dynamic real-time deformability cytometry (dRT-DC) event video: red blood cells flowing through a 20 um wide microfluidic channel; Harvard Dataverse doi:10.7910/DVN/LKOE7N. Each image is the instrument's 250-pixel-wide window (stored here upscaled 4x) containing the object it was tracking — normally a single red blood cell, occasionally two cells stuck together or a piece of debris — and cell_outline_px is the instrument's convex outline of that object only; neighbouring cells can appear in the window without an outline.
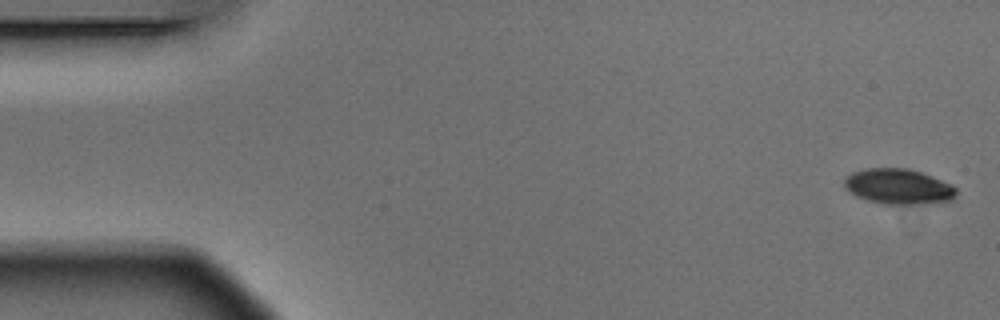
{"species": "Egyptian fruit bat (a non-hibernating species)", "species_latin": "Rousettus aegyptiacus", "temperature_condition": "warm", "stored_images_in_passage": 4, "camera_frame_rate_fps": 3000, "um_per_image_px": 0.085, "animal": {"sex": "male"}, "frame": {"image": 1, "passage_image": 1, "time_ms": 0.0, "image_size_px": [1000, 320], "cell_outline_px": [[956, 196], [952, 200], [928, 204], [884, 204], [868, 200], [856, 196], [844, 184], [844, 180], [852, 172], [868, 168], [908, 168], [920, 172], [952, 184], [956, 188]], "centroid_in_image_um": [76.41, 15.86], "position_along_channel_um": 8.6, "area_um2": 22.95}}
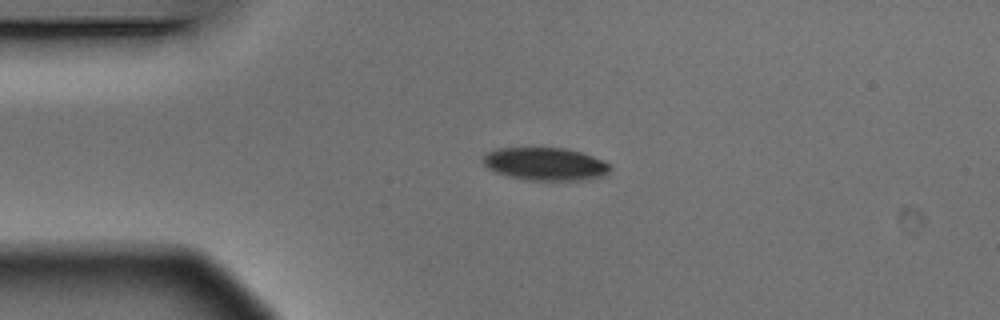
{"frame": {"image": 2, "passage_image": 4, "time_ms": 1.0, "image_size_px": [1000, 320], "cell_outline_px": [[612, 168], [604, 176], [584, 180], [528, 180], [496, 172], [488, 168], [480, 160], [488, 152], [496, 148], [564, 148], [580, 152], [592, 156], [608, 164]], "centroid_in_image_um": [46.34, 13.94], "position_along_channel_um": 38.7, "area_um2": 24.1}}